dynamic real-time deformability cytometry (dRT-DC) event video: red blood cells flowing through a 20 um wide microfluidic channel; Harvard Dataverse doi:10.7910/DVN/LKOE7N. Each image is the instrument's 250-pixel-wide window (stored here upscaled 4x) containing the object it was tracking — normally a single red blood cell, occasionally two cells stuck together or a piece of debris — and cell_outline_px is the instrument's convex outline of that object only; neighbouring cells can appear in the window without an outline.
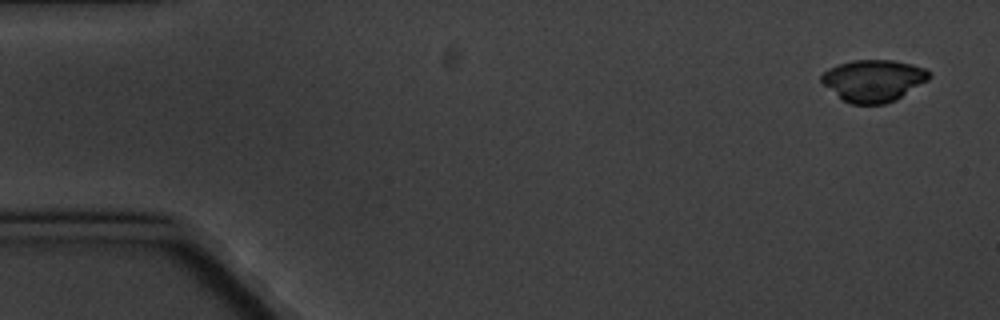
{"species": "common noctule bat (a hibernating species)", "species_latin": "Nyctalus noctula", "temperature_condition": "cold", "stored_images_in_passage": 6, "camera_frame_rate_fps": 3000, "um_per_image_px": 0.085, "animal": {"sex": "male", "body_mass_g": 20.1, "forearm_length_mm": 53.5}, "frame": {"image": 1, "passage_image": 1, "time_ms": 0.0, "image_size_px": [1000, 320], "cell_outline_px": [[932, 76], [928, 80], [896, 100], [884, 104], [852, 104], [844, 100], [824, 84], [820, 80], [820, 76], [828, 68], [852, 60], [892, 60], [912, 64], [924, 68]], "centroid_in_image_um": [74.26, 6.84], "position_along_channel_um": 10.7, "area_um2": 26.07}}